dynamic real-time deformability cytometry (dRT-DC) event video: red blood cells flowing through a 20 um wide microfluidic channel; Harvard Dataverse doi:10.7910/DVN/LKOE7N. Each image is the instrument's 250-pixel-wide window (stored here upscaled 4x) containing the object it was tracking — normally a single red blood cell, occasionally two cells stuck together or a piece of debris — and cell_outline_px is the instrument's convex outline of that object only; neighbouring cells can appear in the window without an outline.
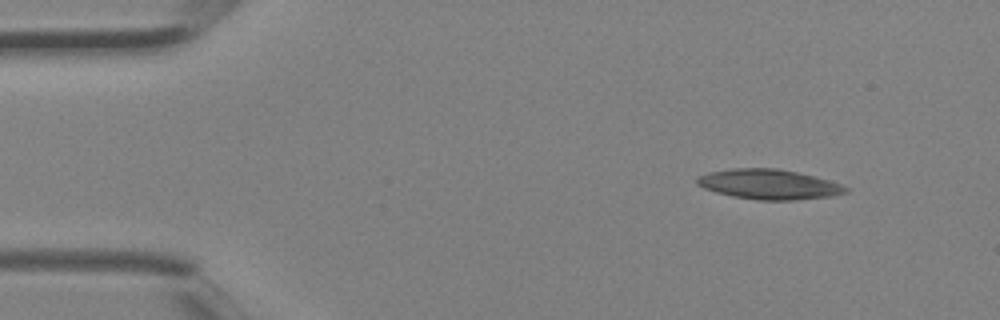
{"species": "Egyptian fruit bat (a non-hibernating species)", "species_latin": "Rousettus aegyptiacus", "temperature_condition": "room temperature", "stored_images_in_passage": 3, "camera_frame_rate_fps": 3000, "um_per_image_px": 0.085, "animal": {"sex": "female"}, "frame": {"image": 1, "passage_image": 1, "time_ms": 0.0, "image_size_px": [1000, 320], "cell_outline_px": [[848, 192], [832, 196], [796, 200], [756, 200], [732, 196], [716, 192], [704, 188], [696, 184], [696, 176], [708, 172], [732, 168], [776, 168], [796, 172], [828, 180], [840, 184], [848, 188]], "centroid_in_image_um": [65.31, 15.67], "position_along_channel_um": 19.7, "area_um2": 25.95}}
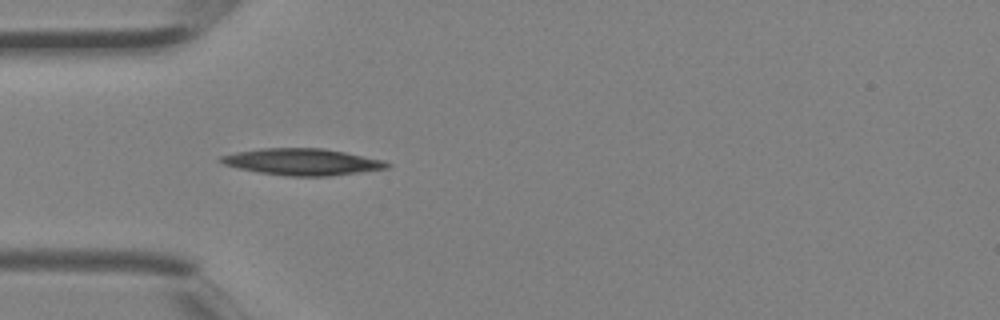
{"frame": {"image": 2, "passage_image": 3, "time_ms": 0.667, "image_size_px": [1000, 320], "cell_outline_px": [[392, 164], [388, 168], [328, 176], [288, 176], [260, 172], [240, 168], [224, 164], [216, 160], [220, 156], [236, 152], [260, 148], [320, 148], [344, 152], [384, 160]], "centroid_in_image_um": [25.68, 13.75], "position_along_channel_um": 59.3, "area_um2": 25.55}}